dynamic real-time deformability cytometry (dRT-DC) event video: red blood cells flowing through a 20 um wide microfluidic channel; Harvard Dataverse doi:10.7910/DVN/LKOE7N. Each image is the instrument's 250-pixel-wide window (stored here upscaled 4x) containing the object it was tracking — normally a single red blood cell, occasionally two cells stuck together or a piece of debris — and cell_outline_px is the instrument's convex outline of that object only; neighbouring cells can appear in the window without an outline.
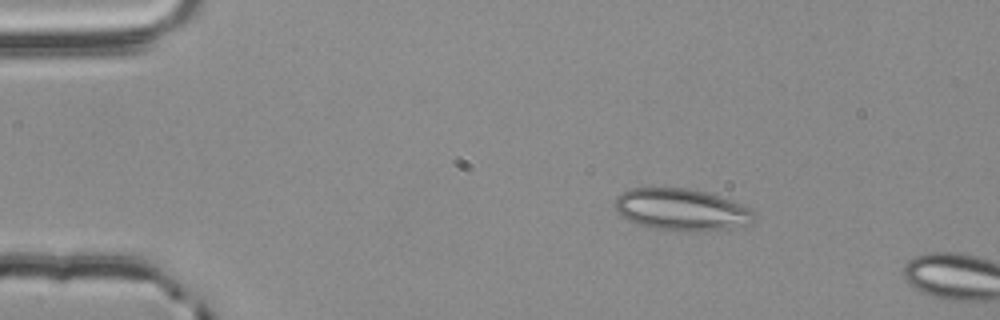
{"species": "common noctule bat (a hibernating species)", "species_latin": "Nyctalus noctula", "temperature_condition": "room temperature", "stored_images_in_passage": 9, "camera_frame_rate_fps": 3000, "um_per_image_px": 0.085, "animal": {"sex": "male", "body_mass_g": 20.4}, "frame": {"image": 1, "passage_image": 6, "time_ms": 1.667, "image_size_px": [1000, 320], "cell_outline_px": [[756, 216], [752, 224], [728, 228], [652, 228], [636, 224], [620, 216], [616, 212], [616, 196], [620, 192], [632, 188], [688, 188], [720, 196], [740, 204], [748, 208]], "centroid_in_image_um": [57.86, 17.77], "position_along_channel_um": 27.1, "area_um2": 32.89}}